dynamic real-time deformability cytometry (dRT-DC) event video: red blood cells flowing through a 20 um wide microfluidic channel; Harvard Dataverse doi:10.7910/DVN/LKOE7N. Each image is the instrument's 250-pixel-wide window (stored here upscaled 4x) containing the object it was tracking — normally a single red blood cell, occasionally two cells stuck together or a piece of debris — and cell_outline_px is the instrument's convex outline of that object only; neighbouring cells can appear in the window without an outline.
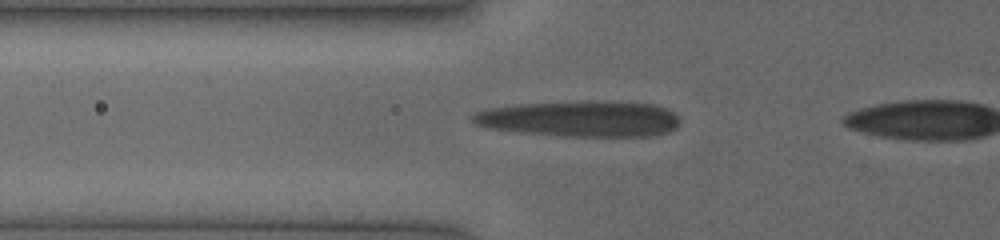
{"species": "human", "species_latin": "Homo sapiens", "temperature_condition": "cold", "stored_images_in_passage": 9, "camera_frame_rate_fps": 3000, "um_per_image_px": 0.085, "donor": {"sex": "female"}, "frame": {"image": 1, "passage_image": 7, "time_ms": 2.0, "image_size_px": [1000, 240], "cell_outline_px": [[680, 124], [676, 128], [668, 132], [652, 136], [560, 136], [520, 132], [488, 128], [476, 124], [468, 120], [468, 116], [472, 112], [484, 108], [520, 104], [600, 100], [612, 100], [652, 104], [668, 108], [680, 120]], "centroid_in_image_um": [49.28, 10.08], "position_along_channel_um": 76.5, "area_um2": 44.16}}